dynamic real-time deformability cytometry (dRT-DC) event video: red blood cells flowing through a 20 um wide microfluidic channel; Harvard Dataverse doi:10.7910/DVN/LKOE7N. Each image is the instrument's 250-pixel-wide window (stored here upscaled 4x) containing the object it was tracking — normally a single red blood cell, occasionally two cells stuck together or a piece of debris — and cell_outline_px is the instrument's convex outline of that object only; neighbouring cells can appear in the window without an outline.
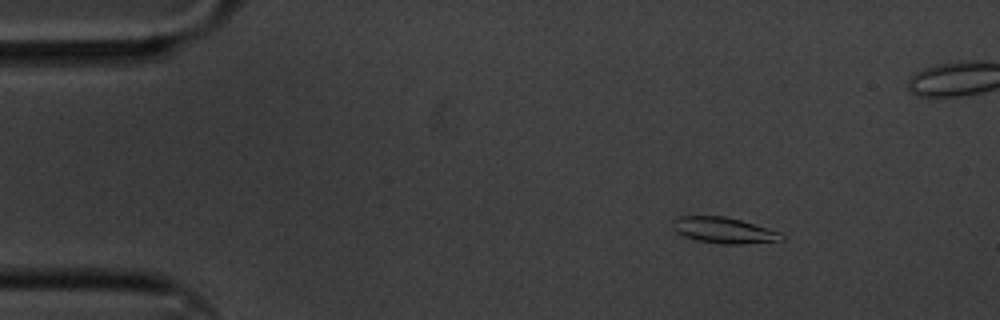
{"species": "common noctule bat (a hibernating species)", "species_latin": "Nyctalus noctula", "temperature_condition": "cold", "stored_images_in_passage": 8, "camera_frame_rate_fps": 3000, "um_per_image_px": 0.085, "animal": {"sex": "male", "body_mass_g": 20.1, "forearm_length_mm": 53.5}, "frame": {"image": 1, "passage_image": 2, "time_ms": 0.333, "image_size_px": [1000, 320], "cell_outline_px": [[784, 240], [740, 244], [720, 244], [696, 240], [684, 236], [676, 232], [672, 228], [672, 220], [680, 216], [724, 216], [740, 220], [780, 232], [784, 236]], "centroid_in_image_um": [61.49, 19.58], "position_along_channel_um": 23.5, "area_um2": 16.42}}
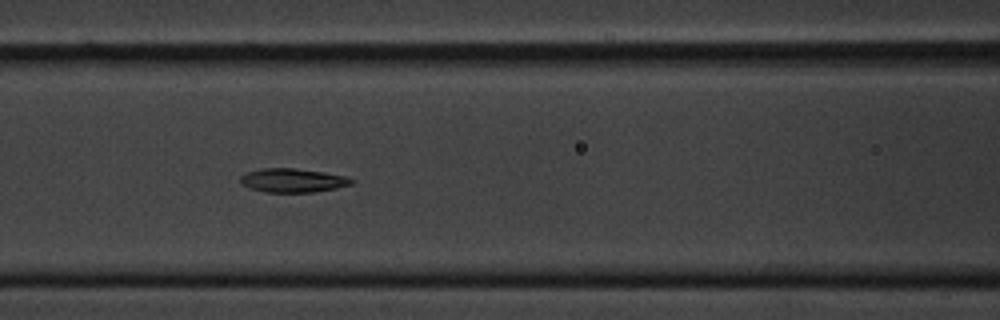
{"frame": {"image": 2, "passage_image": 7, "time_ms": 2.0, "image_size_px": [1000, 320], "cell_outline_px": [[356, 180], [352, 184], [336, 188], [312, 192], [264, 192], [240, 184], [240, 176], [244, 172], [260, 168], [292, 168], [320, 172], [344, 176]], "centroid_in_image_um": [24.83, 15.33], "position_along_channel_um": 141.8, "area_um2": 15.37}}
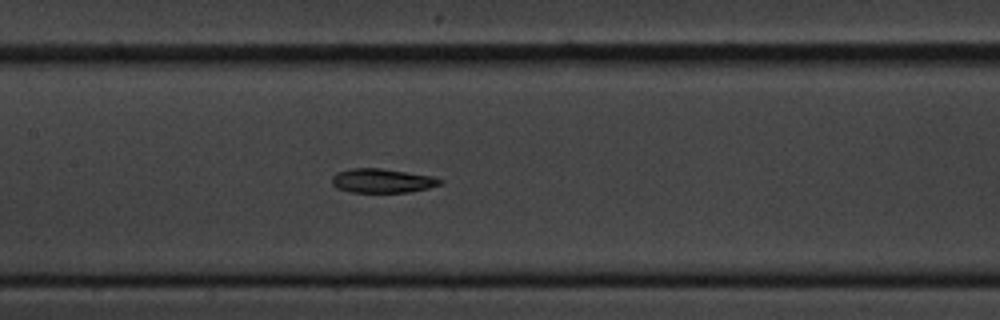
{"frame": {"image": 3, "passage_image": 8, "time_ms": 2.333, "image_size_px": [1000, 320], "cell_outline_px": [[444, 180], [440, 184], [428, 188], [408, 192], [352, 192], [336, 188], [332, 184], [332, 176], [336, 172], [352, 168], [380, 168], [432, 176]], "centroid_in_image_um": [32.46, 15.36], "position_along_channel_um": 174.9, "area_um2": 15.14}}